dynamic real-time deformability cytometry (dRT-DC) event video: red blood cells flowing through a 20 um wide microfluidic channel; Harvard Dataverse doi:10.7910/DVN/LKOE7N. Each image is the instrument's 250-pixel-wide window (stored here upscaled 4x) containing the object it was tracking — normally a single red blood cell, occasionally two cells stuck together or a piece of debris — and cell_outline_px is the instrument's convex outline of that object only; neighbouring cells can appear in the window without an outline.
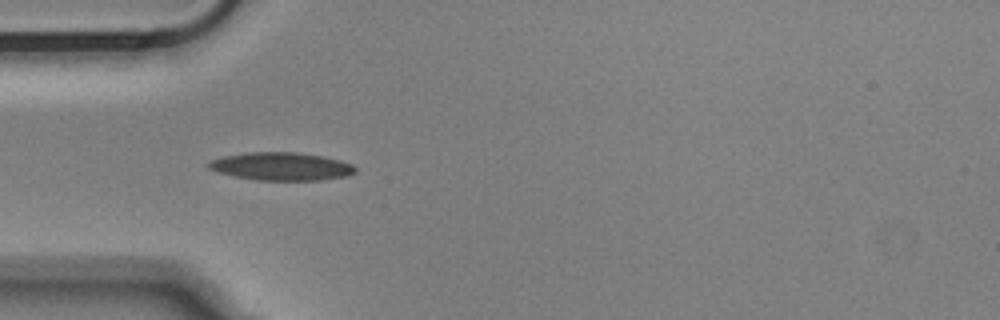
{"species": "Egyptian fruit bat (a non-hibernating species)", "species_latin": "Rousettus aegyptiacus", "temperature_condition": "cold", "stored_images_in_passage": 16, "camera_frame_rate_fps": 3000, "um_per_image_px": 0.085, "animal": {"sex": "male"}, "frame": {"image": 1, "passage_image": 5, "time_ms": 1.333, "image_size_px": [1000, 320], "cell_outline_px": [[356, 172], [348, 176], [320, 180], [256, 180], [216, 172], [208, 168], [204, 164], [212, 160], [224, 156], [248, 152], [296, 152], [324, 156], [340, 160], [352, 164], [356, 168]], "centroid_in_image_um": [23.91, 14.14], "position_along_channel_um": 61.1, "area_um2": 24.04}}
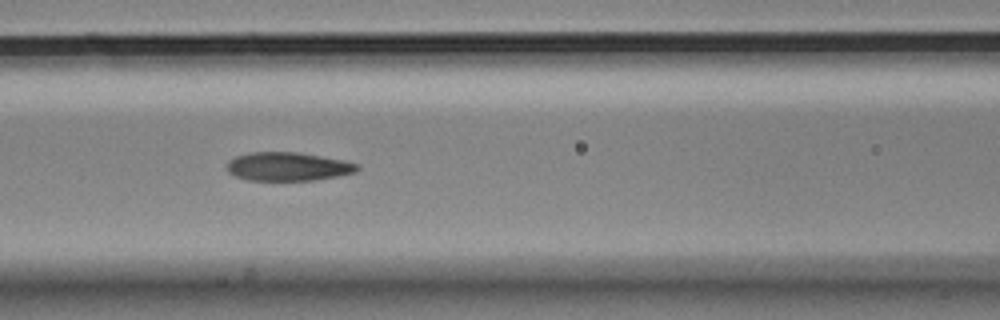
{"frame": {"image": 2, "passage_image": 12, "time_ms": 3.667, "image_size_px": [1000, 320], "cell_outline_px": [[360, 168], [356, 172], [336, 176], [312, 180], [248, 180], [236, 176], [228, 172], [228, 160], [236, 156], [248, 152], [300, 152], [344, 160], [360, 164]], "centroid_in_image_um": [24.49, 14.14], "position_along_channel_um": 142.1, "area_um2": 21.73}}
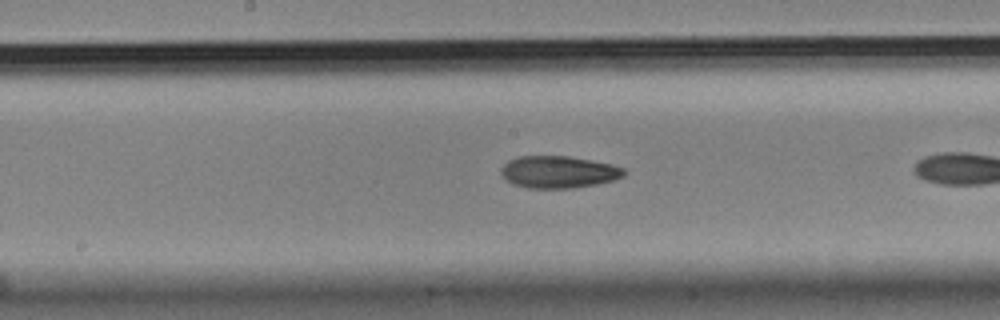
{"frame": {"image": 3, "passage_image": 14, "time_ms": 4.333, "image_size_px": [1000, 320], "cell_outline_px": [[624, 176], [612, 180], [596, 184], [568, 188], [528, 188], [512, 184], [500, 172], [500, 168], [508, 160], [520, 156], [568, 156], [612, 164], [624, 168]], "centroid_in_image_um": [47.45, 14.61], "position_along_channel_um": 200.8, "area_um2": 22.83}}